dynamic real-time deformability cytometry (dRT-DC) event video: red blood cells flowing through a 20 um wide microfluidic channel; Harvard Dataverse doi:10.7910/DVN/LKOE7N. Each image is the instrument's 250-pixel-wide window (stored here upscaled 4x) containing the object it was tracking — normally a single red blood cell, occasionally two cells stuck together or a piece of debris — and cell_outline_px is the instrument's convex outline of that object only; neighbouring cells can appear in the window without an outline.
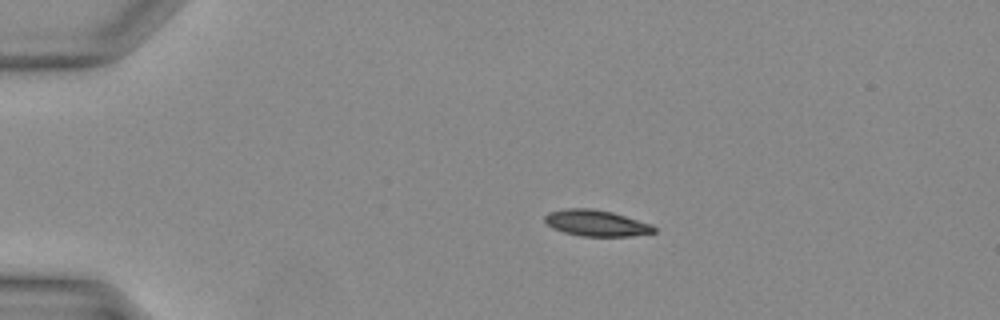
{"species": "Egyptian fruit bat (a non-hibernating species)", "species_latin": "Rousettus aegyptiacus", "temperature_condition": "warm", "stored_images_in_passage": 39, "camera_frame_rate_fps": 3000, "um_per_image_px": 0.085, "animal": {"sex": "female"}, "frame": {"image": 1, "passage_image": 8, "time_ms": 2.333, "image_size_px": [1000, 320], "cell_outline_px": [[656, 232], [632, 236], [580, 236], [564, 232], [552, 228], [544, 220], [544, 216], [548, 212], [564, 208], [592, 208], [612, 212], [652, 224], [656, 228]], "centroid_in_image_um": [50.67, 18.96], "position_along_channel_um": 34.3, "area_um2": 16.76}}
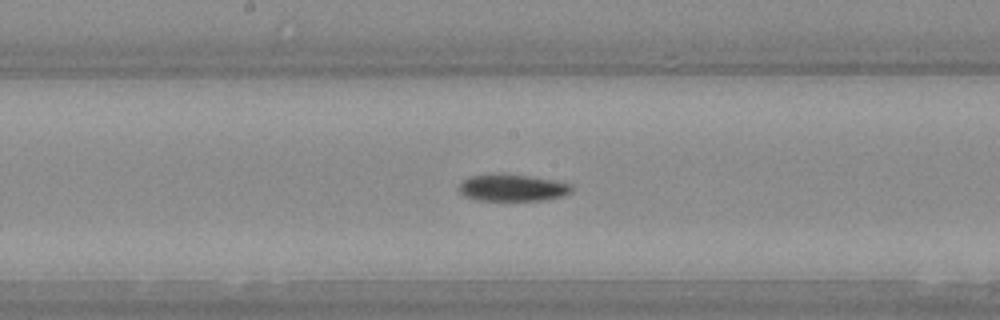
{"frame": {"image": 2, "passage_image": 21, "time_ms": 6.667, "image_size_px": [1000, 320], "cell_outline_px": [[572, 188], [564, 196], [544, 200], [476, 200], [464, 196], [456, 188], [464, 180], [472, 176], [532, 176], [552, 180], [568, 184]], "centroid_in_image_um": [43.53, 16.0], "position_along_channel_um": 204.7, "area_um2": 16.88}}
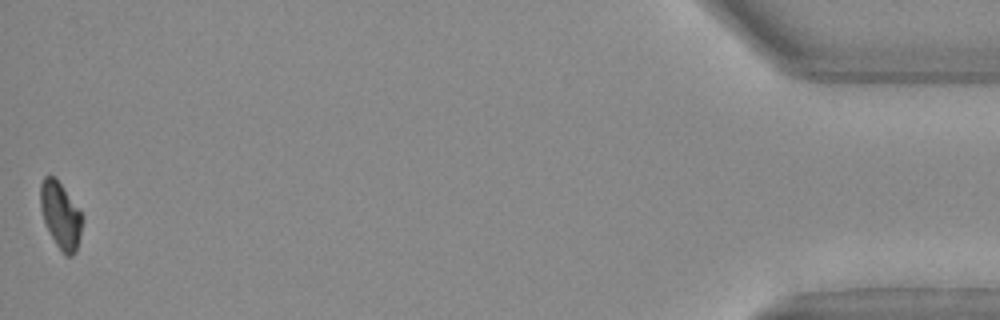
{"frame": {"image": 3, "passage_image": 39, "time_ms": 12.667, "image_size_px": [1000, 320], "cell_outline_px": [[84, 220], [76, 252], [72, 256], [64, 256], [56, 244], [44, 220], [40, 208], [40, 184], [44, 176], [56, 176], [80, 208], [84, 216]], "centroid_in_image_um": [5.19, 18.27], "position_along_channel_um": 430.0, "area_um2": 16.65}}